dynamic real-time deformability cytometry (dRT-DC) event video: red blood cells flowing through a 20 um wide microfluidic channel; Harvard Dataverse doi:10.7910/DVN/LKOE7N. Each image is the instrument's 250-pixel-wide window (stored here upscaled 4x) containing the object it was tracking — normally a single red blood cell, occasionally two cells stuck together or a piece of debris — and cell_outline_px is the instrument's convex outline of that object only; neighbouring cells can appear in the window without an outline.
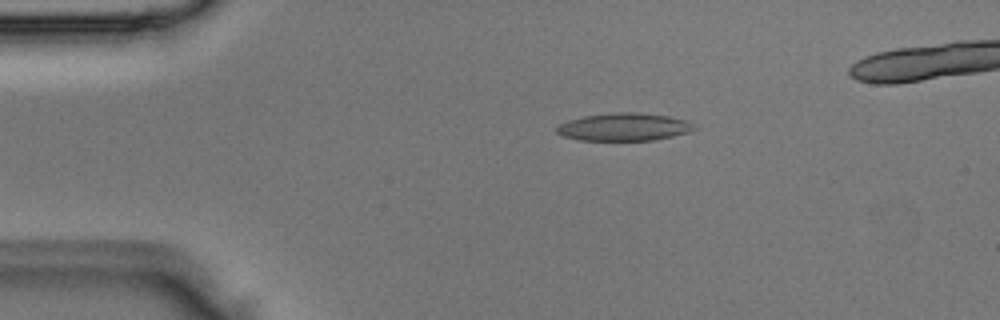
{"species": "Egyptian fruit bat (a non-hibernating species)", "species_latin": "Rousettus aegyptiacus", "temperature_condition": "room temperature", "stored_images_in_passage": 4, "camera_frame_rate_fps": 3000, "um_per_image_px": 0.085, "animal": {"sex": "male"}, "frame": {"image": 1, "passage_image": 2, "time_ms": 0.333, "image_size_px": [1000, 320], "cell_outline_px": [[696, 128], [692, 132], [652, 140], [580, 140], [564, 136], [556, 132], [556, 128], [560, 124], [568, 120], [580, 116], [608, 112], [636, 112], [668, 116], [688, 120]], "centroid_in_image_um": [53.04, 10.77], "position_along_channel_um": 32.0, "area_um2": 22.37}}